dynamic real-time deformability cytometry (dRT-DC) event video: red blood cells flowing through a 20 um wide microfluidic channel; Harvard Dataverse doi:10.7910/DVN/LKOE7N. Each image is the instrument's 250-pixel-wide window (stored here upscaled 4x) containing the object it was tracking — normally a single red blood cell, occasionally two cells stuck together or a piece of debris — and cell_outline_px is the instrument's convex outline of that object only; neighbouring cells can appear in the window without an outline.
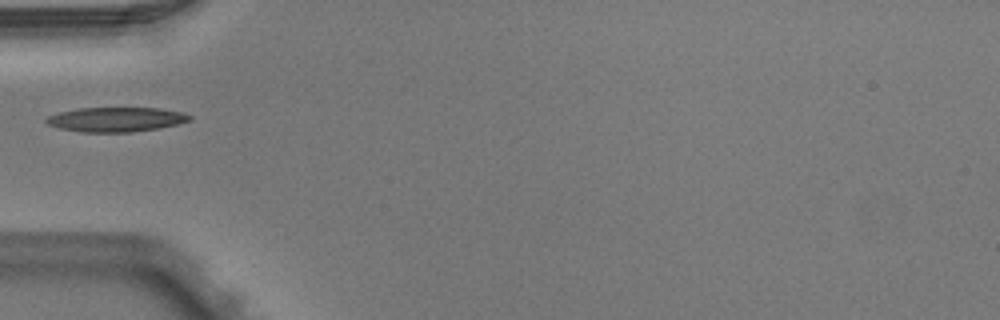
{"species": "Egyptian fruit bat (a non-hibernating species)", "species_latin": "Rousettus aegyptiacus", "temperature_condition": "warm", "stored_images_in_passage": 3, "camera_frame_rate_fps": 3000, "um_per_image_px": 0.085, "animal": {"sex": "male"}, "frame": {"image": 1, "passage_image": 2, "time_ms": 0.333, "image_size_px": [1000, 320], "cell_outline_px": [[192, 120], [180, 124], [160, 128], [132, 132], [80, 132], [60, 128], [48, 124], [44, 120], [48, 116], [60, 112], [80, 108], [160, 108], [184, 112], [192, 116]], "centroid_in_image_um": [9.93, 10.15], "position_along_channel_um": 75.1, "area_um2": 20.63}}
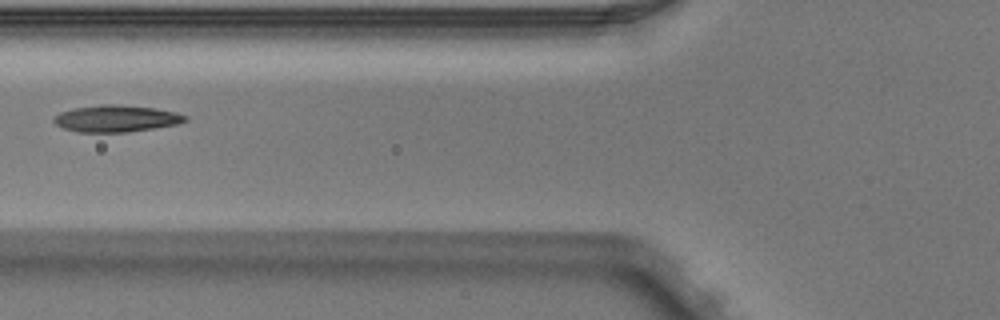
{"frame": {"image": 2, "passage_image": 3, "time_ms": 0.667, "image_size_px": [1000, 320], "cell_outline_px": [[188, 120], [180, 124], [128, 132], [76, 132], [64, 128], [56, 124], [52, 120], [52, 116], [60, 112], [76, 108], [100, 104], [112, 104], [156, 108], [176, 112], [188, 116]], "centroid_in_image_um": [9.89, 10.08], "position_along_channel_um": 115.9, "area_um2": 20.63}}